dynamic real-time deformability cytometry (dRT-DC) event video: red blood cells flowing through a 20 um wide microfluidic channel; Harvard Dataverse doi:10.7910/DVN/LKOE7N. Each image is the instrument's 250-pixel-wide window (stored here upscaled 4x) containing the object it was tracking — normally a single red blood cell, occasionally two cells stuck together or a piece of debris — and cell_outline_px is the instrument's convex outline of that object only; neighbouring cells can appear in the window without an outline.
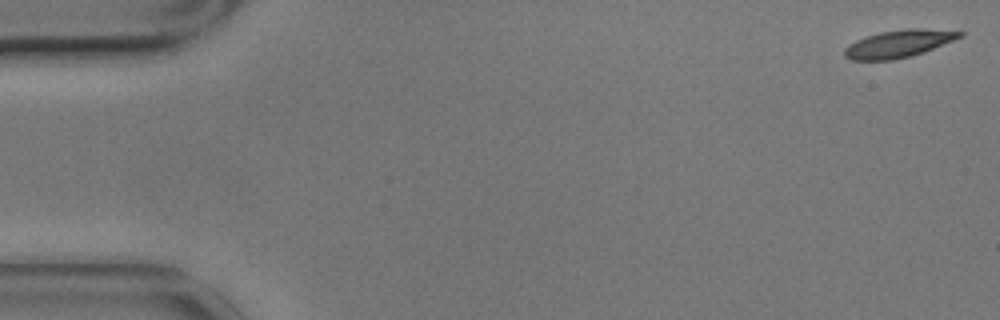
{"species": "common noctule bat (a hibernating species)", "species_latin": "Nyctalus noctula", "temperature_condition": "cold", "stored_images_in_passage": 5, "camera_frame_rate_fps": 3000, "um_per_image_px": 0.085, "animal": {"sex": "male", "body_mass_g": 17.9}, "frame": {"image": 1, "passage_image": 1, "time_ms": 0.0, "image_size_px": [1000, 320], "cell_outline_px": [[964, 36], [924, 52], [912, 56], [892, 60], [852, 60], [844, 56], [844, 48], [848, 44], [856, 40], [880, 32], [904, 28], [924, 28], [964, 32]], "centroid_in_image_um": [76.39, 3.71], "position_along_channel_um": 8.6, "area_um2": 18.55}}